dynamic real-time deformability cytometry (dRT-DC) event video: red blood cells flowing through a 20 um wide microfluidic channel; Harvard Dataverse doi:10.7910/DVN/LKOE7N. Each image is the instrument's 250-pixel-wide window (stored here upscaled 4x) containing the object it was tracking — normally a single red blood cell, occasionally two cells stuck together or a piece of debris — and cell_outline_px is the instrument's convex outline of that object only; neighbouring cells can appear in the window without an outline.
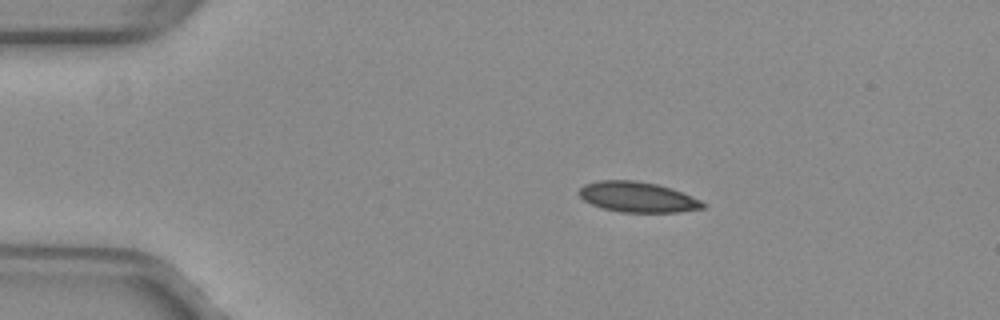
{"species": "common noctule bat (a hibernating species)", "species_latin": "Nyctalus noctula", "temperature_condition": "warm", "stored_images_in_passage": 42, "camera_frame_rate_fps": 3000, "um_per_image_px": 0.085, "animal": {"sex": "female", "body_mass_g": 29.2, "forearm_length_mm": 56.3}, "frame": {"image": 1, "passage_image": 1, "time_ms": 0.0, "image_size_px": [1000, 320], "cell_outline_px": [[708, 204], [704, 208], [680, 212], [620, 212], [604, 208], [592, 204], [584, 200], [580, 196], [580, 188], [584, 184], [600, 180], [636, 180], [656, 184], [672, 188], [692, 196]], "centroid_in_image_um": [54.24, 16.75], "position_along_channel_um": 30.8, "area_um2": 21.91}}
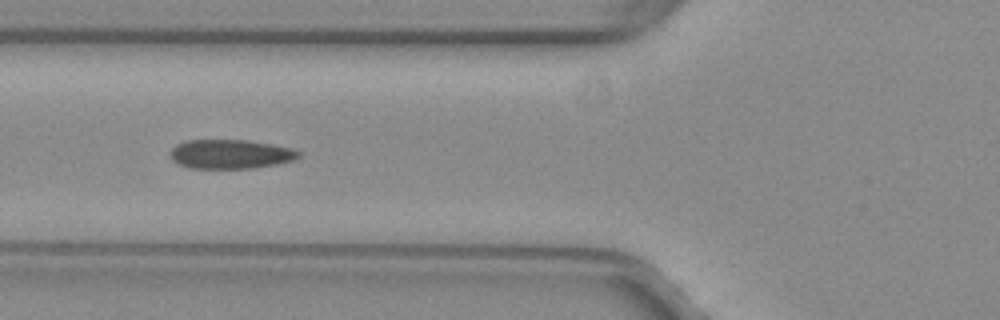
{"frame": {"image": 2, "passage_image": 11, "time_ms": 3.333, "image_size_px": [1000, 320], "cell_outline_px": [[300, 156], [292, 160], [276, 164], [252, 168], [188, 168], [172, 160], [172, 148], [176, 144], [184, 140], [248, 140], [272, 144], [292, 148], [300, 152]], "centroid_in_image_um": [19.59, 13.09], "position_along_channel_um": 106.2, "area_um2": 21.73}}
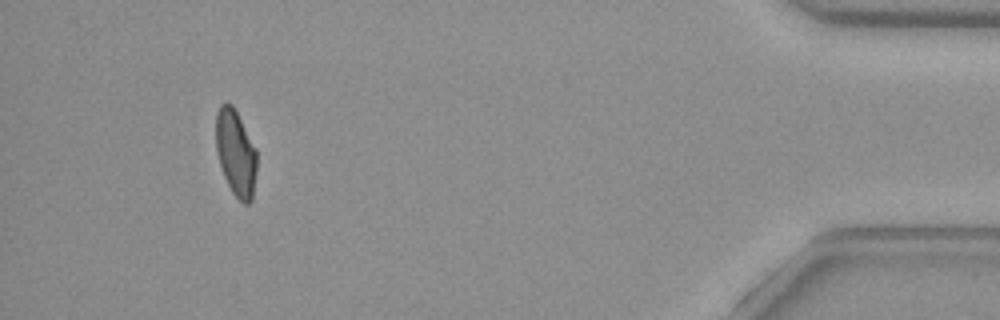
{"frame": {"image": 3, "passage_image": 39, "time_ms": 12.667, "image_size_px": [1000, 320], "cell_outline_px": [[256, 168], [252, 200], [248, 204], [244, 204], [232, 192], [224, 176], [216, 152], [216, 112], [220, 104], [224, 100], [232, 104], [256, 148]], "centroid_in_image_um": [20.02, 12.96], "position_along_channel_um": 415.2, "area_um2": 20.52}, "authors_computed_cell_mechanics": {"area_um2": 22.0796, "velocity_mm_per_s": 4.0355, "shape_relaxation_time_tau1_ms": null, "shape_relaxation_time_tau2_ms": 1.286, "deformation_change_tau1": null, "deformation_change_tau2": 0.0613}}